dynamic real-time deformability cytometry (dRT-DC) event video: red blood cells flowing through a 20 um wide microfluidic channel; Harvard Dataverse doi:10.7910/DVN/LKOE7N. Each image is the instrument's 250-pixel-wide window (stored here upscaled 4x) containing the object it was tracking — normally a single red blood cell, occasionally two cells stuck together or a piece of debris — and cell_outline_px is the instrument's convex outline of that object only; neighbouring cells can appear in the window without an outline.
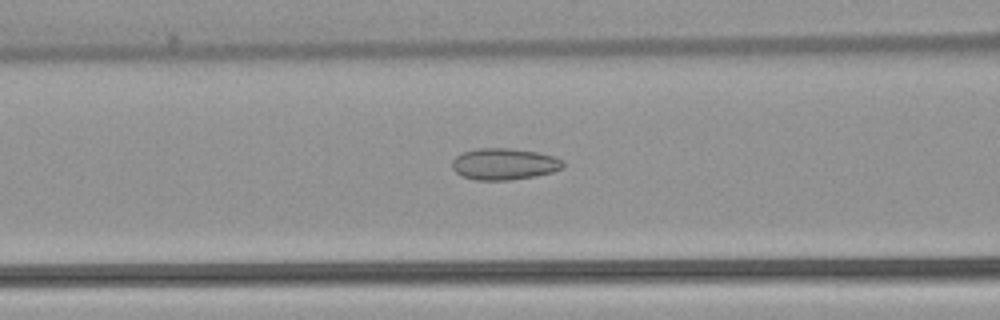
{"species": "common noctule bat (a hibernating species)", "species_latin": "Nyctalus noctula", "temperature_condition": "warm", "stored_images_in_passage": 52, "camera_frame_rate_fps": 3000, "um_per_image_px": 0.085, "animal": {"sex": "female", "body_mass_g": 22.7, "forearm_length_mm": 54.2}, "frame": {"image": 1, "passage_image": 21, "time_ms": 6.667, "image_size_px": [1000, 320], "cell_outline_px": [[564, 168], [552, 172], [536, 176], [512, 180], [476, 180], [460, 176], [452, 168], [452, 160], [456, 156], [464, 152], [476, 148], [508, 148], [540, 152], [556, 156], [564, 160]], "centroid_in_image_um": [42.89, 13.94], "position_along_channel_um": 123.7, "area_um2": 20.75}}
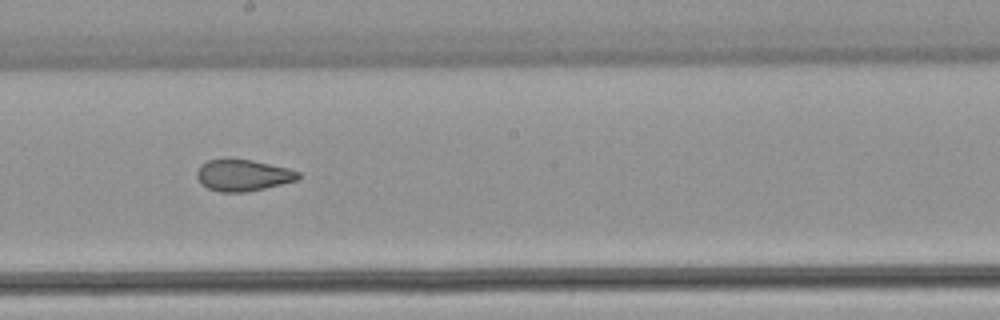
{"frame": {"image": 2, "passage_image": 29, "time_ms": 9.333, "image_size_px": [1000, 320], "cell_outline_px": [[300, 176], [296, 180], [264, 188], [244, 192], [220, 192], [208, 188], [200, 184], [196, 176], [196, 172], [200, 164], [208, 160], [228, 156], [252, 160], [288, 168], [300, 172]], "centroid_in_image_um": [20.58, 14.86], "position_along_channel_um": 227.6, "area_um2": 19.02}}
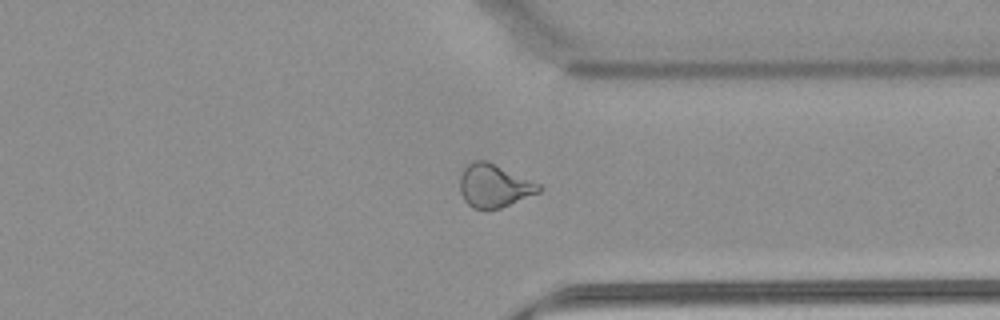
{"frame": {"image": 3, "passage_image": 40, "time_ms": 13.0, "image_size_px": [1000, 320], "cell_outline_px": [[544, 188], [540, 192], [500, 208], [472, 208], [464, 200], [460, 192], [460, 176], [464, 168], [468, 164], [476, 160], [484, 160], [540, 184]], "centroid_in_image_um": [41.99, 15.8], "position_along_channel_um": 369.4, "area_um2": 19.48}, "authors_computed_cell_mechanics": {"area_um2": 21.675, "velocity_mm_per_s": 3.9001, "shape_relaxation_time_tau1_ms": null, "shape_relaxation_time_tau2_ms": 1.9248, "deformation_change_tau1": null, "deformation_change_tau2": 0.0816}}